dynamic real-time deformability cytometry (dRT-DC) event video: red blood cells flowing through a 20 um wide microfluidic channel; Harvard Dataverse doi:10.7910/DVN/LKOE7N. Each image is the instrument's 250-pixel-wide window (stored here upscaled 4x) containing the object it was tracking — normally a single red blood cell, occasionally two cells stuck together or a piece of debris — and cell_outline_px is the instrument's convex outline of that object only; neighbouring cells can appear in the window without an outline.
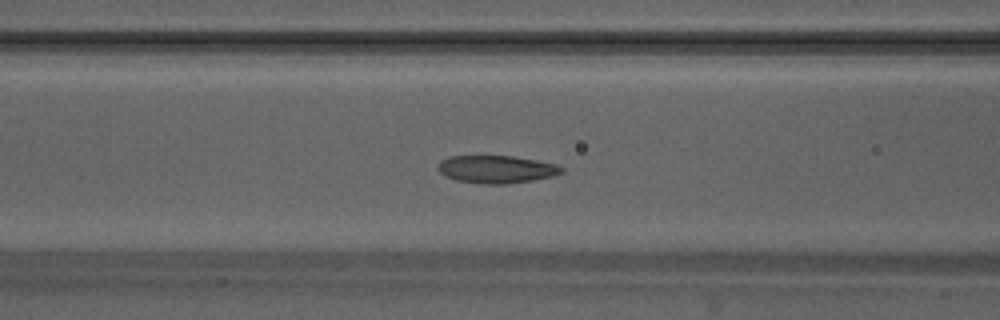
{"species": "Egyptian fruit bat (a non-hibernating species)", "species_latin": "Rousettus aegyptiacus", "temperature_condition": "warm", "stored_images_in_passage": 51, "camera_frame_rate_fps": 3000, "um_per_image_px": 0.085, "animal": {"sex": "male"}, "frame": {"image": 1, "passage_image": 21, "time_ms": 6.667, "image_size_px": [1000, 320], "cell_outline_px": [[564, 172], [552, 176], [532, 180], [508, 184], [480, 184], [456, 180], [444, 176], [436, 168], [436, 164], [440, 160], [448, 156], [512, 156], [536, 160], [556, 164], [564, 168]], "centroid_in_image_um": [42.15, 14.39], "position_along_channel_um": 124.5, "area_um2": 20.17}}
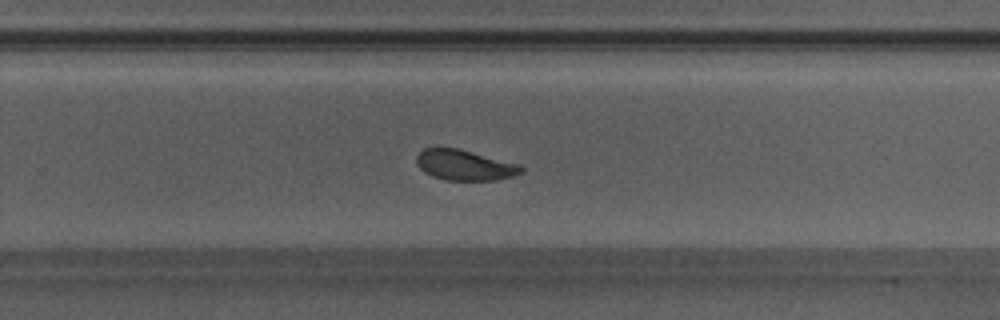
{"frame": {"image": 2, "passage_image": 33, "time_ms": 10.667, "image_size_px": [1000, 320], "cell_outline_px": [[524, 172], [512, 176], [496, 180], [448, 180], [432, 176], [424, 172], [416, 164], [416, 156], [424, 148], [456, 148], [520, 164], [524, 168]], "centroid_in_image_um": [39.5, 14.04], "position_along_channel_um": 290.3, "area_um2": 18.5}}
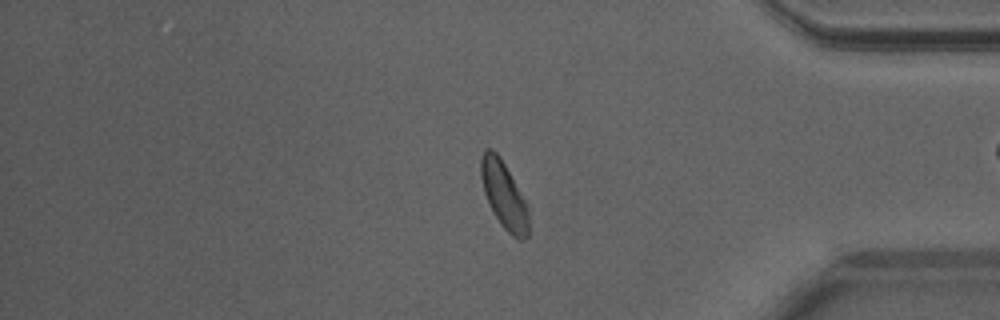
{"frame": {"image": 3, "passage_image": 42, "time_ms": 13.667, "image_size_px": [1000, 320], "cell_outline_px": [[528, 236], [520, 240], [512, 236], [504, 228], [496, 216], [484, 192], [480, 176], [480, 156], [484, 148], [492, 148], [500, 156], [524, 200], [528, 208]], "centroid_in_image_um": [42.81, 16.53], "position_along_channel_um": 392.4, "area_um2": 18.26}, "authors_computed_cell_mechanics": {"area_um2": 19.8832, "velocity_mm_per_s": 4.1637, "shape_relaxation_time_tau1_ms": 4.2828, "shape_relaxation_time_tau2_ms": 1.4563, "deformation_change_tau1": 0.1186, "deformation_change_tau2": 0.0704}}